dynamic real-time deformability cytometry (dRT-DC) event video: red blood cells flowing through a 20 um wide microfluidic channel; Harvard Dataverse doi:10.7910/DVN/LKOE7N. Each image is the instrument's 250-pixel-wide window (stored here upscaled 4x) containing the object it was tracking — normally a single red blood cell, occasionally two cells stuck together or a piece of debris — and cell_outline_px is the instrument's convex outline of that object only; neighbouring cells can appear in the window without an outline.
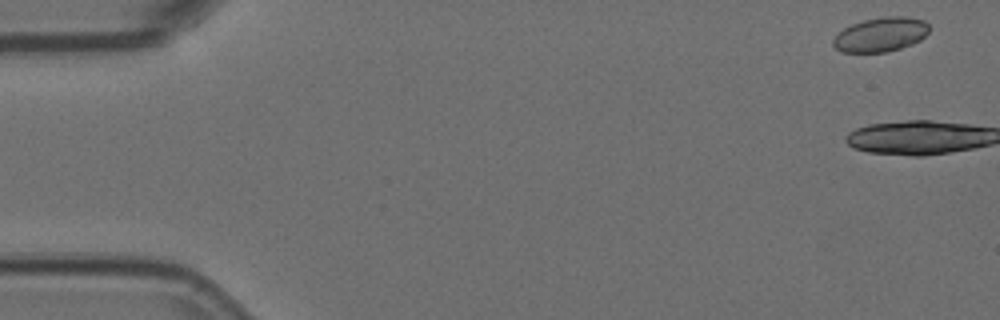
{"species": "Egyptian fruit bat (a non-hibernating species)", "species_latin": "Rousettus aegyptiacus", "temperature_condition": "room temperature", "stored_images_in_passage": 7, "camera_frame_rate_fps": 3000, "um_per_image_px": 0.085, "animal": {"sex": "female"}, "frame": {"image": 1, "passage_image": 1, "time_ms": 0.0, "image_size_px": [1000, 320], "cell_outline_px": [[928, 32], [920, 40], [912, 44], [888, 52], [840, 52], [832, 44], [832, 40], [844, 28], [852, 24], [864, 20], [884, 16], [908, 16], [924, 20], [928, 24]], "centroid_in_image_um": [74.86, 2.93], "position_along_channel_um": 10.1, "area_um2": 19.19}}
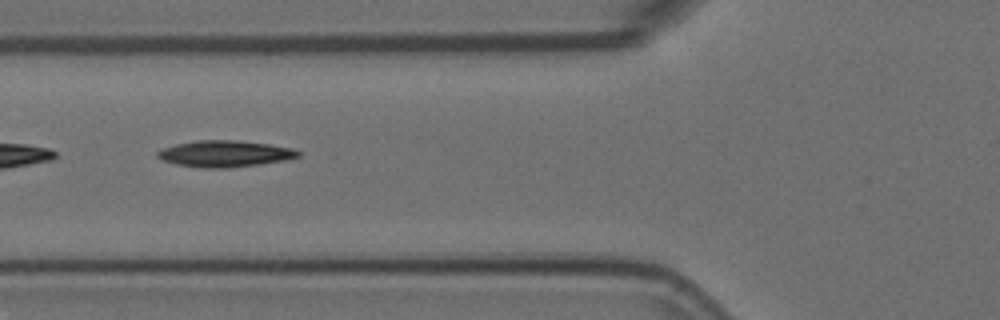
{"frame": {"image": 2, "passage_image": 7, "time_ms": 2.0, "image_size_px": [1000, 320], "cell_outline_px": [[300, 156], [288, 160], [260, 164], [228, 168], [200, 168], [176, 164], [164, 160], [156, 156], [156, 152], [164, 148], [176, 144], [196, 140], [236, 140], [268, 144], [292, 148], [300, 152]], "centroid_in_image_um": [19.12, 13.07], "position_along_channel_um": 106.7, "area_um2": 21.68}}